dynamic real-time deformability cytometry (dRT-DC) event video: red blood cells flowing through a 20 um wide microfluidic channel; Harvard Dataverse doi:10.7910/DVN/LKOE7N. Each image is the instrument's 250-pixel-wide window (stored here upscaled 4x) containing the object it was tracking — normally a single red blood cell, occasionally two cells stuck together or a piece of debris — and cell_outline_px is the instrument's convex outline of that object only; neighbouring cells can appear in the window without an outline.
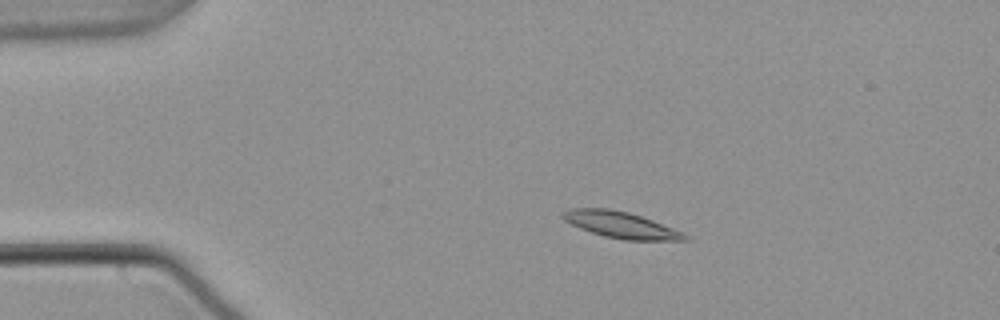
{"species": "common noctule bat (a hibernating species)", "species_latin": "Nyctalus noctula", "temperature_condition": "warm", "stored_images_in_passage": 55, "camera_frame_rate_fps": 3000, "um_per_image_px": 0.085, "animal": {"sex": "male", "body_mass_g": 21.5, "forearm_length_mm": 52.0}, "frame": {"image": 1, "passage_image": 11, "time_ms": 3.333, "image_size_px": [1000, 320], "cell_outline_px": [[692, 240], [624, 240], [604, 236], [580, 228], [564, 220], [560, 216], [560, 212], [572, 208], [608, 208], [628, 212], [652, 220], [672, 228], [688, 236]], "centroid_in_image_um": [52.73, 19.11], "position_along_channel_um": 32.3, "area_um2": 18.55}}
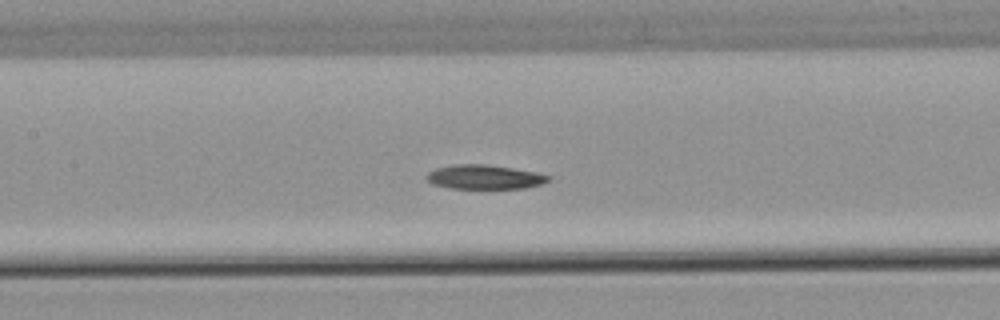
{"frame": {"image": 2, "passage_image": 26, "time_ms": 8.333, "image_size_px": [1000, 320], "cell_outline_px": [[552, 176], [544, 184], [524, 188], [448, 188], [432, 184], [424, 176], [428, 172], [436, 168], [456, 164], [488, 164], [536, 172]], "centroid_in_image_um": [41.18, 15.04], "position_along_channel_um": 166.2, "area_um2": 17.28}}
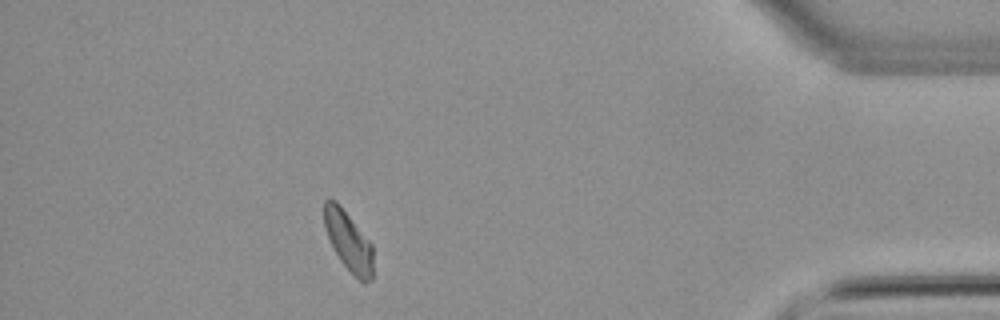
{"frame": {"image": 3, "passage_image": 49, "time_ms": 16.0, "image_size_px": [1000, 320], "cell_outline_px": [[372, 280], [364, 284], [340, 260], [332, 248], [324, 228], [324, 200], [336, 200], [340, 204], [372, 244]], "centroid_in_image_um": [29.6, 20.48], "position_along_channel_um": 405.6, "area_um2": 16.94}, "authors_computed_cell_mechanics": {"area_um2": 17.8602, "velocity_mm_per_s": 3.7523, "shape_relaxation_time_tau1_ms": 11.2771, "shape_relaxation_time_tau2_ms": null, "deformation_change_tau1": 0.1873, "deformation_change_tau2": null}}